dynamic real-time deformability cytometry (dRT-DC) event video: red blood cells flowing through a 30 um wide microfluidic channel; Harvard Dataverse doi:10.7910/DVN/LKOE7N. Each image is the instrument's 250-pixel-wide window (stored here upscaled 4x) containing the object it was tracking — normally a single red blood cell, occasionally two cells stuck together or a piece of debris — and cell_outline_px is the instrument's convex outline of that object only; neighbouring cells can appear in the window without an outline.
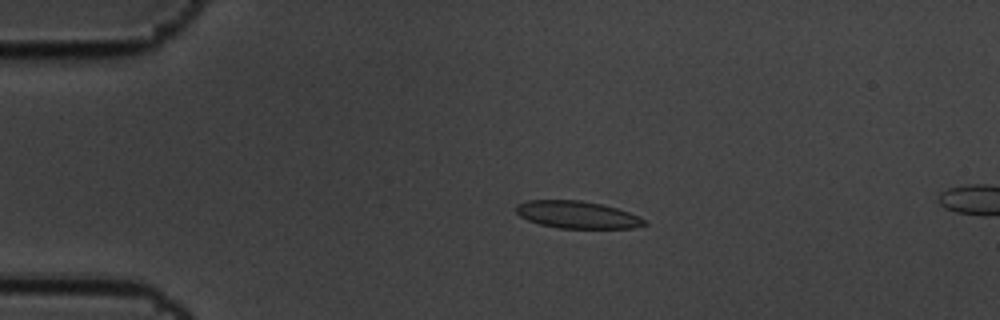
{"species": "common noctule bat (a hibernating species)", "species_latin": "Nyctalus noctula", "temperature_condition": "cold", "stored_images_in_passage": 5, "camera_frame_rate_fps": 3000, "um_per_image_px": 0.085, "animal": {"sex": "male", "body_mass_g": 19.5, "forearm_length_mm": 54.6}, "frame": {"image": 1, "passage_image": 3, "time_ms": 0.667, "image_size_px": [1000, 320], "cell_outline_px": [[648, 224], [632, 228], [560, 228], [540, 224], [528, 220], [520, 216], [516, 212], [516, 204], [528, 200], [580, 200], [600, 204], [616, 208], [640, 216]], "centroid_in_image_um": [49.05, 18.25], "position_along_channel_um": 36.0, "area_um2": 20.29}}